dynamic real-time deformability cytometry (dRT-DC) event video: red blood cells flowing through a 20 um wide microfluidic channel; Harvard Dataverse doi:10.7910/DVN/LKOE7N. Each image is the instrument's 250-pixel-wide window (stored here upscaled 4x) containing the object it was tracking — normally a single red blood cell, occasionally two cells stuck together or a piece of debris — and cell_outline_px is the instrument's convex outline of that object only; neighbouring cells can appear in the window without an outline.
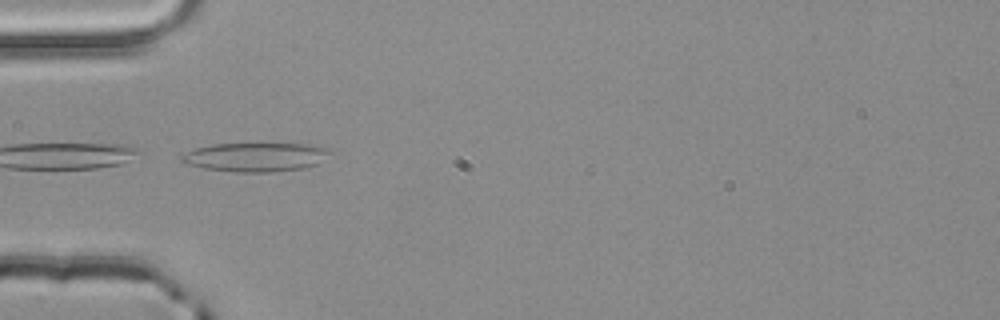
{"species": "common noctule bat (a hibernating species)", "species_latin": "Nyctalus noctula", "temperature_condition": "room temperature", "stored_images_in_passage": 4, "camera_frame_rate_fps": 3000, "um_per_image_px": 0.085, "animal": {"sex": "male", "body_mass_g": 20.4}, "frame": {"image": 1, "passage_image": 4, "time_ms": 1.0, "image_size_px": [1000, 320], "cell_outline_px": [[332, 152], [320, 164], [304, 168], [272, 172], [236, 172], [204, 168], [184, 164], [180, 160], [180, 156], [196, 148], [212, 144], [316, 144], [328, 148]], "centroid_in_image_um": [21.78, 13.35], "position_along_channel_um": 63.2, "area_um2": 25.26}}